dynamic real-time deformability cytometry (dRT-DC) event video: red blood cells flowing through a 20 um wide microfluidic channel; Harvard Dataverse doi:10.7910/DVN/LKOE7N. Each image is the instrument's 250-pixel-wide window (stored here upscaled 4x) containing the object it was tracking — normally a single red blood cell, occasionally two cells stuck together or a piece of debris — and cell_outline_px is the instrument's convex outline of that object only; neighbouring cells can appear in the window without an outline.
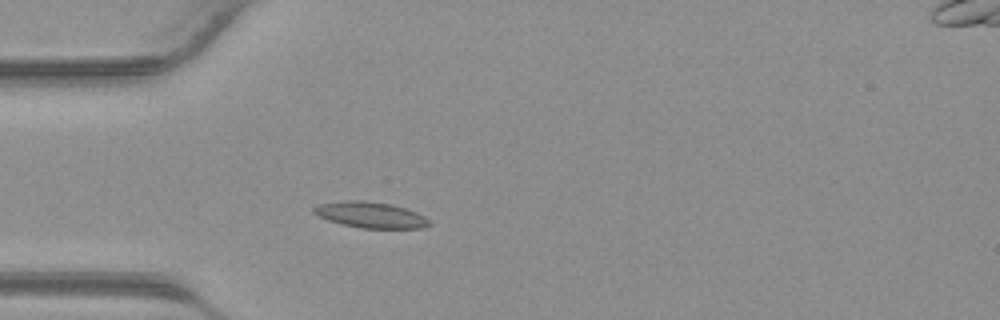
{"species": "common noctule bat (a hibernating species)", "species_latin": "Nyctalus noctula", "temperature_condition": "warm", "stored_images_in_passage": 30, "camera_frame_rate_fps": 3000, "um_per_image_px": 0.085, "animal": {"sex": "male", "body_mass_g": 23.1, "forearm_length_mm": 52.7}, "frame": {"image": 1, "passage_image": 1, "time_ms": 0.0, "image_size_px": [1000, 320], "cell_outline_px": [[432, 224], [424, 228], [360, 228], [328, 220], [312, 212], [312, 208], [320, 204], [344, 200], [364, 200], [392, 204], [416, 212], [424, 216]], "centroid_in_image_um": [31.51, 18.26], "position_along_channel_um": 53.5, "area_um2": 17.4}}
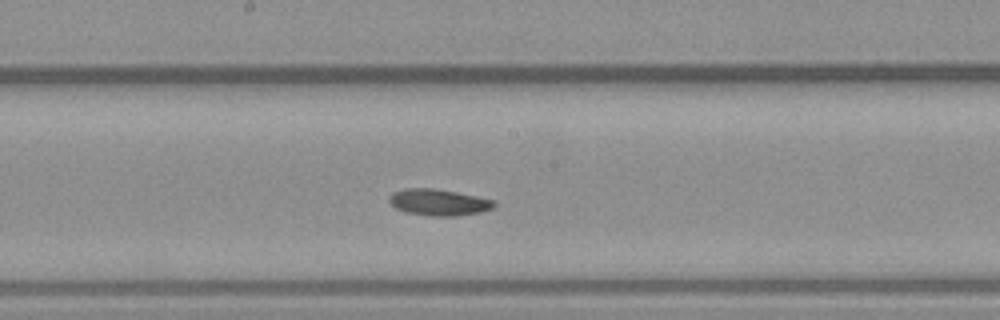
{"frame": {"image": 2, "passage_image": 11, "time_ms": 3.333, "image_size_px": [1000, 320], "cell_outline_px": [[496, 204], [492, 208], [480, 212], [456, 216], [432, 216], [404, 212], [396, 208], [388, 200], [388, 196], [392, 192], [404, 188], [432, 188], [456, 192], [476, 196], [492, 200]], "centroid_in_image_um": [37.23, 17.19], "position_along_channel_um": 211.0, "area_um2": 16.13}}
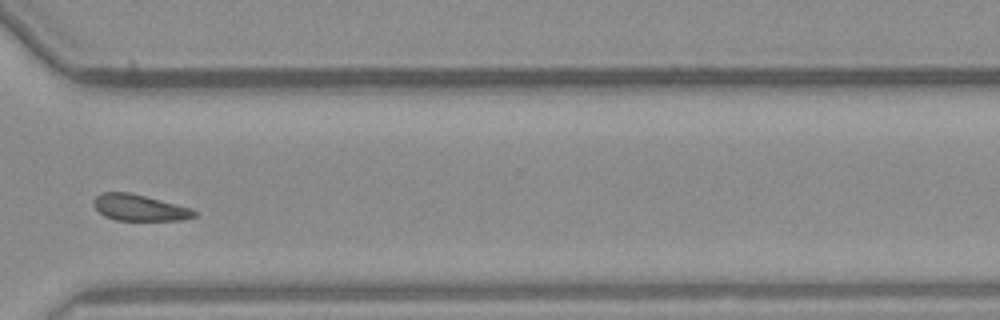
{"frame": {"image": 3, "passage_image": 20, "time_ms": 6.333, "image_size_px": [1000, 320], "cell_outline_px": [[196, 216], [180, 220], [116, 220], [104, 216], [92, 204], [92, 200], [100, 192], [128, 192], [192, 208], [196, 212]], "centroid_in_image_um": [11.81, 17.65], "position_along_channel_um": 358.8, "area_um2": 15.32}}